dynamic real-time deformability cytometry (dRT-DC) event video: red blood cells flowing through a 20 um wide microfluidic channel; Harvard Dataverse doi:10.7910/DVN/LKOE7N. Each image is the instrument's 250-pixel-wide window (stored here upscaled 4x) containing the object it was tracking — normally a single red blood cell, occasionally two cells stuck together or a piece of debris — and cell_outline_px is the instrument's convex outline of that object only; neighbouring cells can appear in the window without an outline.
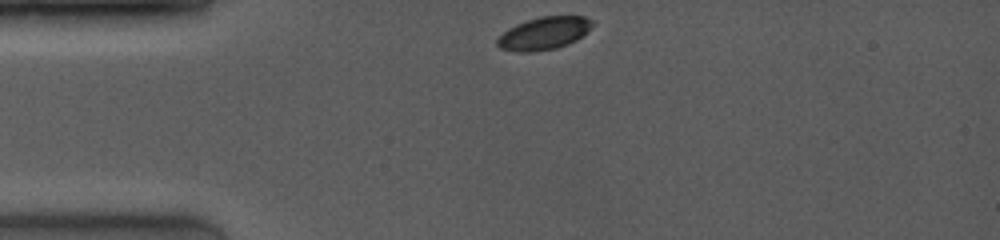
{"species": "common noctule bat (a hibernating species)", "species_latin": "Nyctalus noctula", "temperature_condition": "room temperature", "stored_images_in_passage": 32, "camera_frame_rate_fps": 4000, "um_per_image_px": 0.085, "animal": {"sex": "female", "body_mass_g": 19.0, "forearm_length_mm": 53.3}, "frame": {"image": 1, "passage_image": 1, "time_ms": 0.0, "image_size_px": [1000, 240], "cell_outline_px": [[596, 24], [576, 40], [568, 44], [556, 48], [536, 52], [516, 52], [500, 48], [496, 44], [496, 40], [508, 28], [516, 24], [540, 16], [584, 16], [592, 20]], "centroid_in_image_um": [46.25, 2.83], "position_along_channel_um": 38.8, "area_um2": 18.21}}
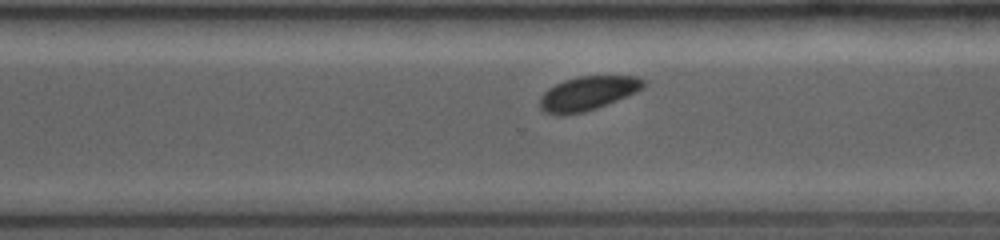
{"frame": {"image": 2, "passage_image": 21, "time_ms": 7.75, "image_size_px": [1000, 240], "cell_outline_px": [[644, 88], [636, 92], [596, 108], [584, 112], [560, 116], [544, 112], [540, 108], [540, 96], [548, 88], [564, 80], [576, 76], [636, 76], [644, 80]], "centroid_in_image_um": [49.92, 7.93], "position_along_channel_um": 320.7, "area_um2": 20.52}}
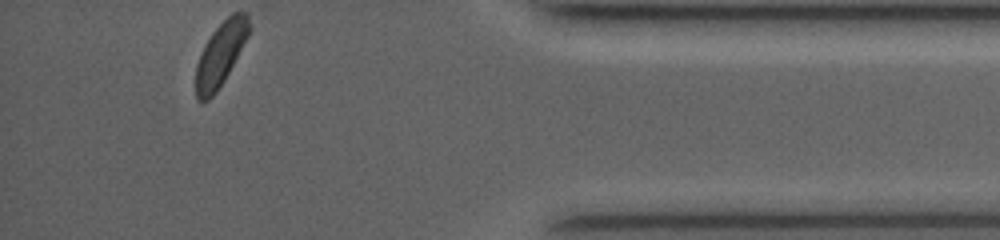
{"frame": {"image": 3, "passage_image": 32, "time_ms": 10.75, "image_size_px": [1000, 240], "cell_outline_px": [[252, 28], [248, 36], [224, 80], [216, 92], [208, 100], [200, 100], [196, 96], [196, 64], [212, 32], [232, 12], [248, 12]], "centroid_in_image_um": [18.79, 4.55], "position_along_channel_um": 416.4, "area_um2": 19.42}, "authors_computed_cell_mechanics": {"area_um2": 20.4612, "velocity_mm_per_s": 4.0457, "shape_relaxation_time_tau1_ms": 2.2896, "shape_relaxation_time_tau2_ms": null, "deformation_change_tau1": 0.0744, "deformation_change_tau2": null}}